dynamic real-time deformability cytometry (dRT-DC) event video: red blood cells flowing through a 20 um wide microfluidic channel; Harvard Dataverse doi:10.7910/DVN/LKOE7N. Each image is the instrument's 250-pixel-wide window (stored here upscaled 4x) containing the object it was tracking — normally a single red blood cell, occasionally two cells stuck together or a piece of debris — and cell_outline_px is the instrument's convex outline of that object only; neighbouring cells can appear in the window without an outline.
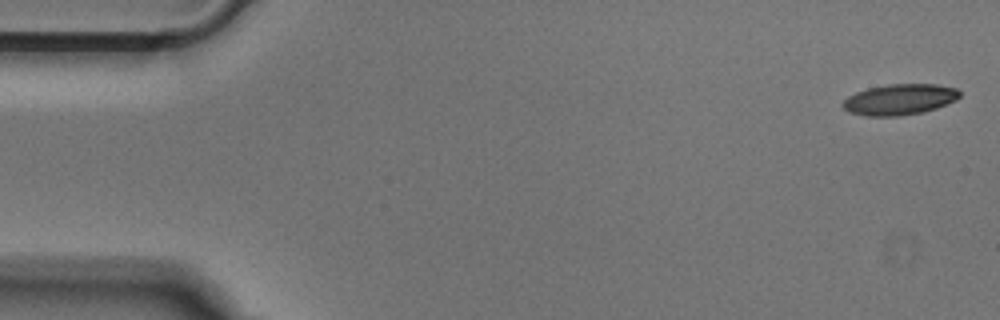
{"species": "Egyptian fruit bat (a non-hibernating species)", "species_latin": "Rousettus aegyptiacus", "temperature_condition": "cold", "stored_images_in_passage": 51, "camera_frame_rate_fps": 3000, "um_per_image_px": 0.085, "animal": {"sex": "male"}, "frame": {"image": 1, "passage_image": 1, "time_ms": 0.0, "image_size_px": [1000, 320], "cell_outline_px": [[960, 96], [956, 100], [936, 108], [924, 112], [900, 116], [864, 116], [848, 112], [840, 104], [848, 96], [856, 92], [868, 88], [888, 84], [936, 84], [956, 88], [960, 92]], "centroid_in_image_um": [76.45, 8.46], "position_along_channel_um": 8.6, "area_um2": 21.15}}
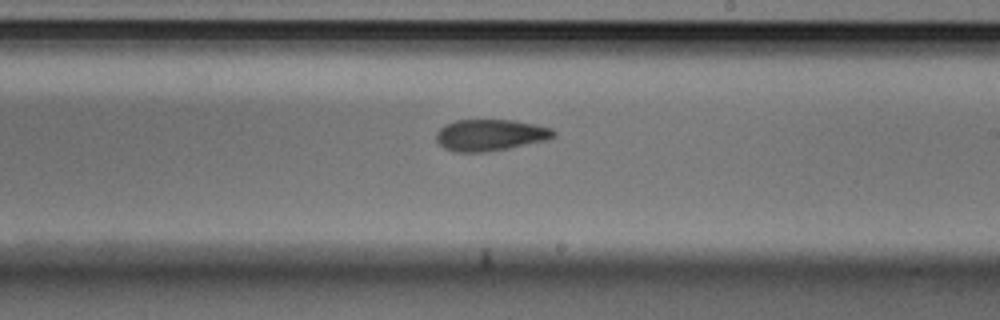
{"frame": {"image": 2, "passage_image": 29, "time_ms": 9.333, "image_size_px": [1000, 320], "cell_outline_px": [[556, 136], [548, 140], [488, 152], [456, 152], [444, 148], [436, 140], [436, 132], [444, 124], [456, 120], [516, 120], [536, 124], [552, 128], [556, 132]], "centroid_in_image_um": [41.69, 11.47], "position_along_channel_um": 247.3, "area_um2": 21.79}}
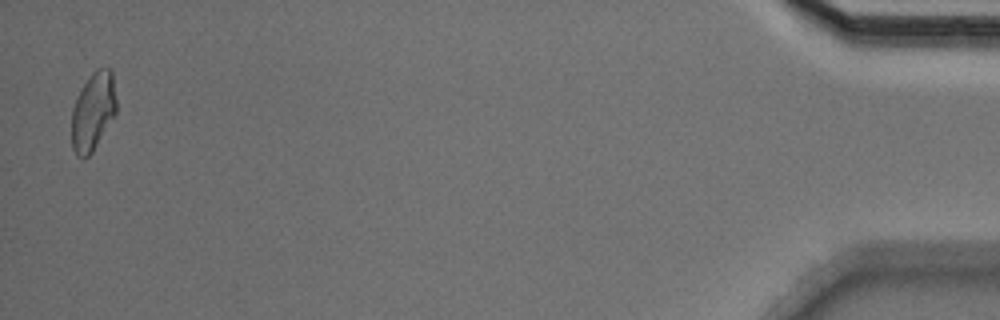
{"frame": {"image": 3, "passage_image": 50, "time_ms": 16.333, "image_size_px": [1000, 320], "cell_outline_px": [[116, 112], [92, 152], [84, 160], [76, 156], [72, 148], [72, 108], [84, 84], [92, 72], [96, 68], [112, 68], [116, 100]], "centroid_in_image_um": [7.91, 9.48], "position_along_channel_um": 427.3, "area_um2": 20.29}}